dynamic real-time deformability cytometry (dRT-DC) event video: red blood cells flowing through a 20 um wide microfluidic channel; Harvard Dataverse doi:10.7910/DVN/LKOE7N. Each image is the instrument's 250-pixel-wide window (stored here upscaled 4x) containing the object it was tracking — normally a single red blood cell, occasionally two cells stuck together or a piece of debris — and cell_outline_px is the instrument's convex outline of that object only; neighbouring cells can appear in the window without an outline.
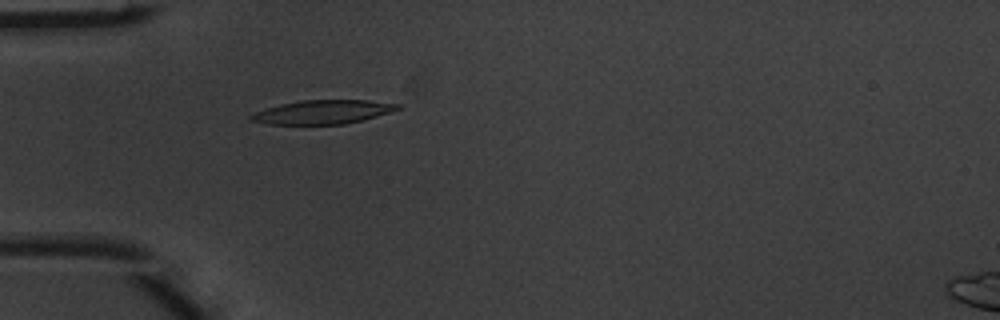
{"species": "common noctule bat (a hibernating species)", "species_latin": "Nyctalus noctula", "temperature_condition": "warm", "stored_images_in_passage": 2, "camera_frame_rate_fps": 3000, "um_per_image_px": 0.085, "animal": {"sex": "male", "body_mass_g": 20.1, "forearm_length_mm": 53.5}, "frame": {"image": 1, "passage_image": 2, "time_ms": 0.333, "image_size_px": [1000, 320], "cell_outline_px": [[404, 108], [392, 112], [364, 120], [344, 124], [268, 124], [248, 120], [248, 116], [252, 112], [264, 108], [280, 104], [300, 100], [368, 100], [400, 104]], "centroid_in_image_um": [27.44, 9.52], "position_along_channel_um": 57.6, "area_um2": 20.75}}